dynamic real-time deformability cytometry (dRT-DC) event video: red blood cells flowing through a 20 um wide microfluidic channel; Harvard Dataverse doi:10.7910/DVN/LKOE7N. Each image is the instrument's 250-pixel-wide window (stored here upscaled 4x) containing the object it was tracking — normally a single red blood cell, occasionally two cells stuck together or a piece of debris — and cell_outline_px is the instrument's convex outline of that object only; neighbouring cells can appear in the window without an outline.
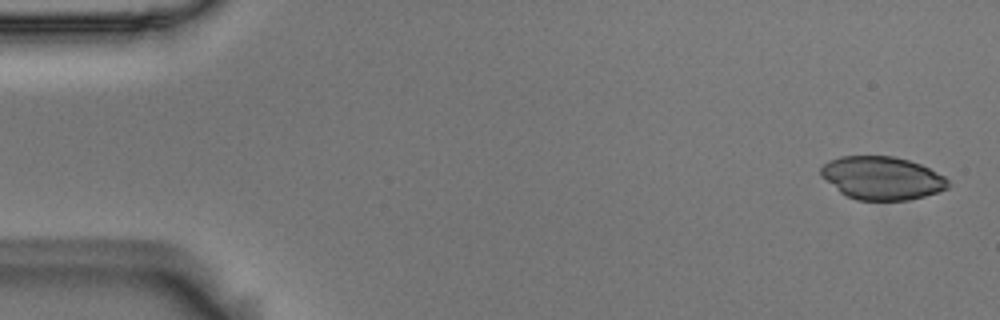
{"species": "Egyptian fruit bat (a non-hibernating species)", "species_latin": "Rousettus aegyptiacus", "temperature_condition": "room temperature", "stored_images_in_passage": 5, "camera_frame_rate_fps": 3000, "um_per_image_px": 0.085, "animal": {"sex": "male"}, "frame": {"image": 1, "passage_image": 1, "time_ms": 0.0, "image_size_px": [1000, 320], "cell_outline_px": [[952, 184], [948, 188], [924, 196], [908, 200], [856, 200], [840, 192], [820, 176], [820, 168], [828, 160], [840, 156], [892, 156], [908, 160], [920, 164], [944, 176]], "centroid_in_image_um": [74.95, 15.13], "position_along_channel_um": 10.1, "area_um2": 31.96}}